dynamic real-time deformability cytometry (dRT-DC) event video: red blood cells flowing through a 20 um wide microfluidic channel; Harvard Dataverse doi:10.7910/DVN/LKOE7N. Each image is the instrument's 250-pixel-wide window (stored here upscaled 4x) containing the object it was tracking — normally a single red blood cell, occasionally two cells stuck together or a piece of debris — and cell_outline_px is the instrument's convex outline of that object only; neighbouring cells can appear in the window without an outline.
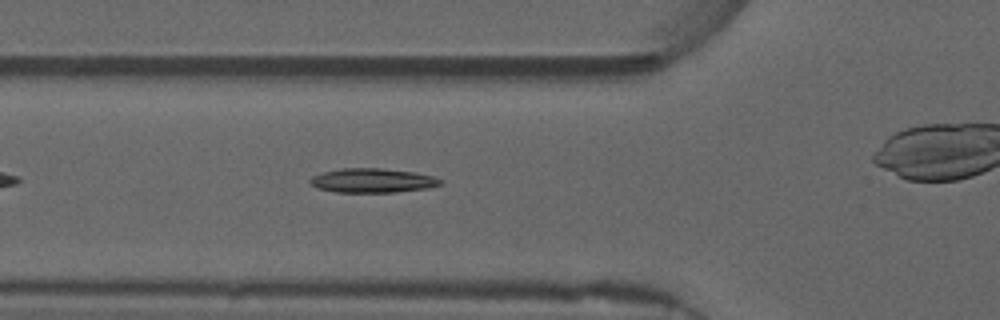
{"species": "common noctule bat (a hibernating species)", "species_latin": "Nyctalus noctula", "temperature_condition": "warm", "stored_images_in_passage": 14, "camera_frame_rate_fps": 3000, "um_per_image_px": 0.085, "animal": {"sex": "male", "forearm_length_mm": 52.5}, "frame": {"image": 1, "passage_image": 7, "time_ms": 2.0, "image_size_px": [1000, 320], "cell_outline_px": [[444, 184], [428, 188], [396, 192], [336, 192], [316, 188], [308, 184], [308, 180], [312, 176], [320, 172], [340, 168], [380, 168], [416, 172], [436, 176], [444, 180]], "centroid_in_image_um": [31.67, 15.34], "position_along_channel_um": 94.1, "area_um2": 18.9}}
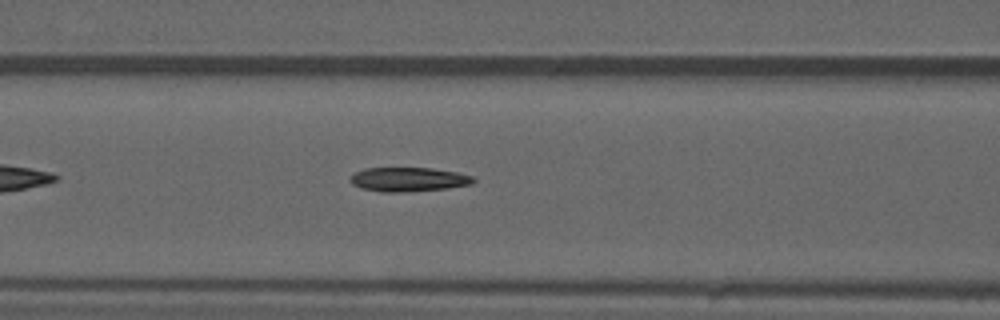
{"frame": {"image": 2, "passage_image": 10, "time_ms": 3.0, "image_size_px": [1000, 320], "cell_outline_px": [[476, 180], [472, 184], [448, 188], [404, 192], [380, 192], [360, 188], [352, 184], [348, 180], [356, 172], [364, 168], [432, 168], [456, 172], [472, 176]], "centroid_in_image_um": [34.7, 15.25], "position_along_channel_um": 131.9, "area_um2": 17.4}}